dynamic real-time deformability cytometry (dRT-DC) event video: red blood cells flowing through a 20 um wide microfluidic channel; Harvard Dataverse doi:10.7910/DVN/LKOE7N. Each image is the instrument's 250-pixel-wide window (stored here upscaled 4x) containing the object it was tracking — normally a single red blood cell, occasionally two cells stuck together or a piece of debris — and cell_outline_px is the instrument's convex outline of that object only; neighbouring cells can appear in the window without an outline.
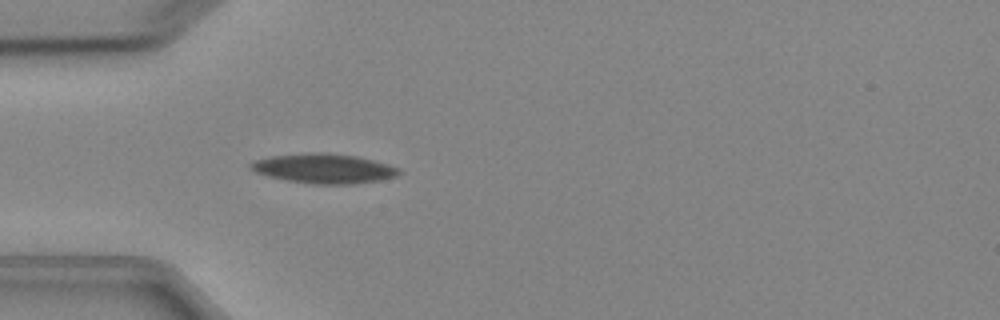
{"species": "Egyptian fruit bat (a non-hibernating species)", "species_latin": "Rousettus aegyptiacus", "temperature_condition": "cold", "stored_images_in_passage": 3, "camera_frame_rate_fps": 3000, "um_per_image_px": 0.085, "animal": {"sex": "female"}, "frame": {"image": 1, "passage_image": 3, "time_ms": 3.0, "image_size_px": [1000, 320], "cell_outline_px": [[404, 172], [396, 176], [380, 180], [352, 184], [316, 184], [288, 180], [256, 172], [248, 164], [252, 160], [272, 156], [308, 152], [324, 152], [356, 156], [388, 164], [400, 168]], "centroid_in_image_um": [27.57, 14.31], "position_along_channel_um": 57.4, "area_um2": 25.49}}